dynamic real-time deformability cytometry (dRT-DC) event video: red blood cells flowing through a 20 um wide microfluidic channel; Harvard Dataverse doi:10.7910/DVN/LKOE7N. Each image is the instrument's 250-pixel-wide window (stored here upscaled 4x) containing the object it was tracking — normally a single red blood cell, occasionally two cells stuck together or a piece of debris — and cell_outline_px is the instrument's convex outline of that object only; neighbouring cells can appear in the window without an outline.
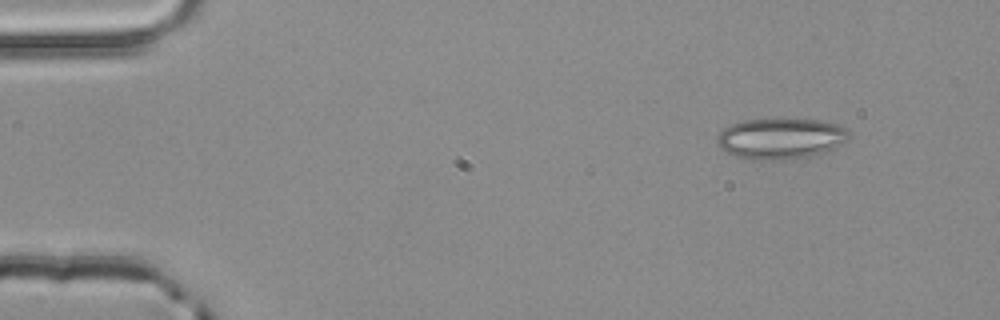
{"species": "common noctule bat (a hibernating species)", "species_latin": "Nyctalus noctula", "temperature_condition": "room temperature", "stored_images_in_passage": 3, "camera_frame_rate_fps": 3000, "um_per_image_px": 0.085, "animal": {"sex": "male", "body_mass_g": 20.4}, "frame": {"image": 1, "passage_image": 1, "time_ms": 0.0, "image_size_px": [1000, 320], "cell_outline_px": [[852, 136], [848, 140], [820, 152], [804, 156], [752, 160], [728, 152], [720, 148], [716, 140], [716, 136], [724, 128], [732, 124], [744, 120], [820, 120], [836, 124], [848, 128]], "centroid_in_image_um": [66.35, 11.74], "position_along_channel_um": 18.7, "area_um2": 30.35}}
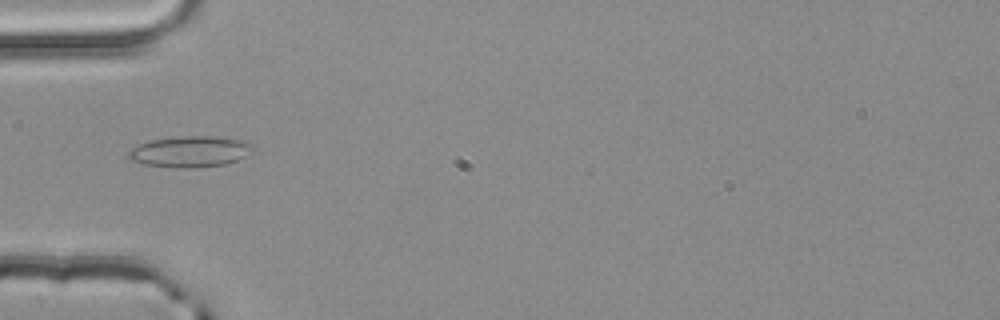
{"frame": {"image": 2, "passage_image": 3, "time_ms": 0.667, "image_size_px": [1000, 320], "cell_outline_px": [[256, 148], [244, 156], [236, 160], [224, 164], [192, 168], [172, 168], [144, 164], [128, 160], [128, 152], [132, 148], [148, 140], [180, 136], [212, 136], [244, 140], [252, 144]], "centroid_in_image_um": [16.13, 12.88], "position_along_channel_um": 68.9, "area_um2": 22.66}}